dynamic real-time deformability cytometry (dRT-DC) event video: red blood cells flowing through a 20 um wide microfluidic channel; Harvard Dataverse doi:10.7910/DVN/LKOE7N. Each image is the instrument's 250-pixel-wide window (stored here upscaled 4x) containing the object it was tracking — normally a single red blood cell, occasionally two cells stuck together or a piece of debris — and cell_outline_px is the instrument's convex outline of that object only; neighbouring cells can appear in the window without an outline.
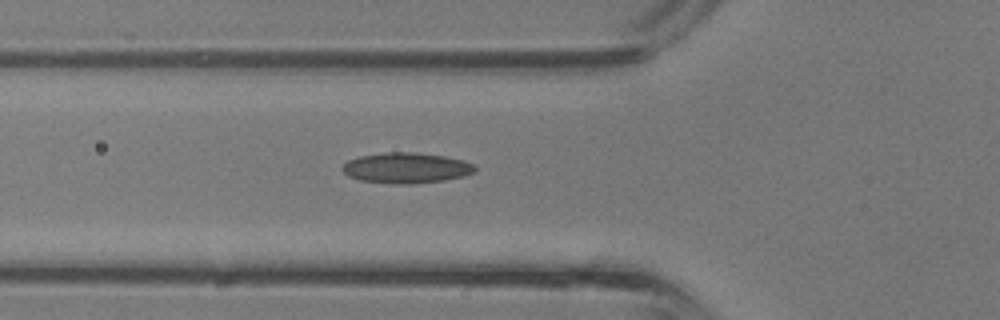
{"species": "common noctule bat (a hibernating species)", "species_latin": "Nyctalus noctula", "temperature_condition": "room temperature", "stored_images_in_passage": 29, "camera_frame_rate_fps": 3000, "um_per_image_px": 0.085, "animal": {"sex": "male", "body_mass_g": 13.3}, "frame": {"image": 1, "passage_image": 8, "time_ms": 2.333, "image_size_px": [1000, 320], "cell_outline_px": [[476, 168], [472, 172], [464, 176], [444, 180], [408, 184], [392, 184], [360, 180], [348, 176], [340, 168], [348, 160], [360, 156], [384, 152], [416, 152], [444, 156], [464, 160], [472, 164]], "centroid_in_image_um": [34.5, 14.27], "position_along_channel_um": 91.3, "area_um2": 23.58}}
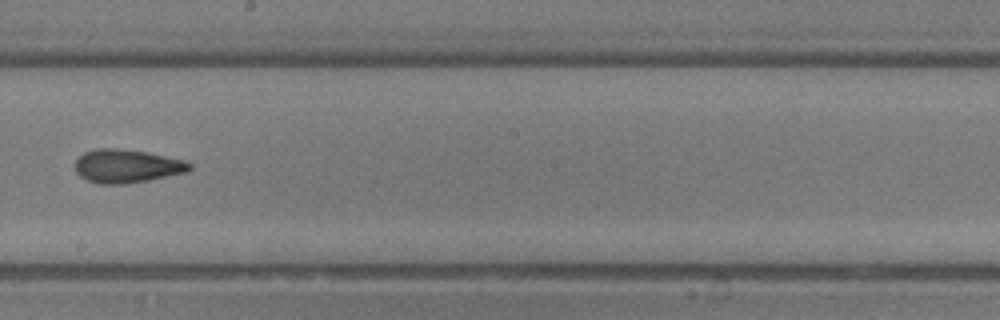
{"frame": {"image": 2, "passage_image": 16, "time_ms": 5.0, "image_size_px": [1000, 320], "cell_outline_px": [[192, 168], [188, 172], [148, 180], [124, 184], [100, 184], [88, 180], [80, 176], [76, 172], [76, 160], [84, 152], [96, 148], [116, 148], [148, 152], [184, 160], [192, 164]], "centroid_in_image_um": [10.8, 14.11], "position_along_channel_um": 237.4, "area_um2": 22.31}}
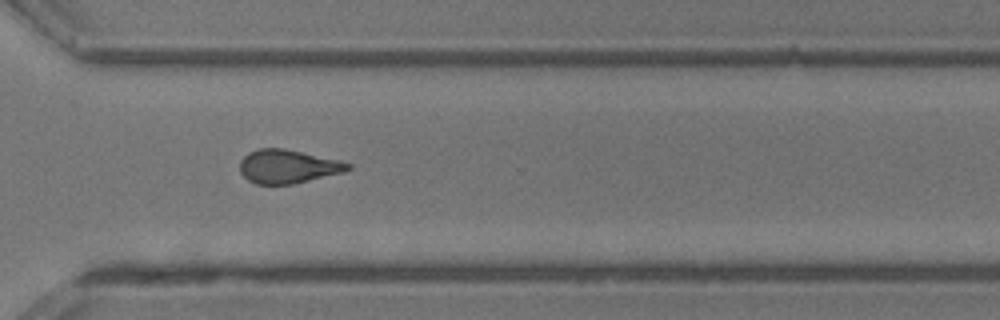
{"frame": {"image": 3, "passage_image": 22, "time_ms": 7.0, "image_size_px": [1000, 320], "cell_outline_px": [[352, 168], [344, 172], [292, 184], [256, 184], [248, 180], [240, 172], [240, 160], [248, 152], [256, 148], [284, 148], [340, 160], [352, 164]], "centroid_in_image_um": [24.46, 14.14], "position_along_channel_um": 346.1, "area_um2": 21.27}}